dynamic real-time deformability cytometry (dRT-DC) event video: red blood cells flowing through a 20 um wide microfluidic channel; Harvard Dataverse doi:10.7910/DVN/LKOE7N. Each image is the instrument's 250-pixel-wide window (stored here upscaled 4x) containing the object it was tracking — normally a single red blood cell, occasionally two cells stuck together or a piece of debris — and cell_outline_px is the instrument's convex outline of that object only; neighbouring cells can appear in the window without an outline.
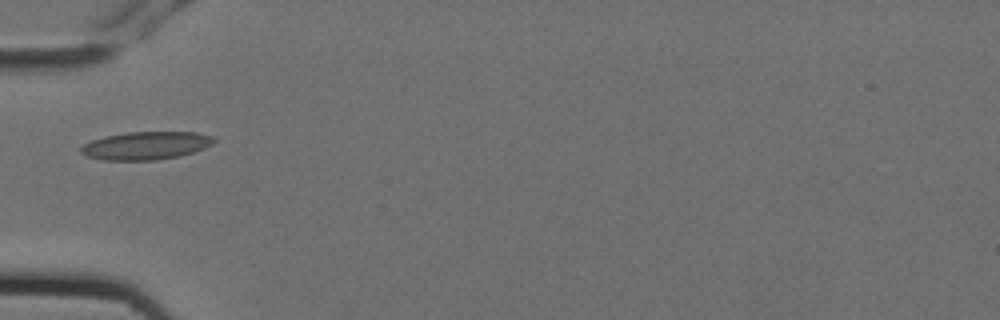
{"species": "Egyptian fruit bat (a non-hibernating species)", "species_latin": "Rousettus aegyptiacus", "temperature_condition": "cold", "stored_images_in_passage": 7, "camera_frame_rate_fps": 3000, "um_per_image_px": 0.085, "animal": {"sex": "female"}, "frame": {"image": 1, "passage_image": 6, "time_ms": 1.667, "image_size_px": [1000, 320], "cell_outline_px": [[216, 140], [212, 144], [204, 148], [180, 156], [156, 160], [104, 160], [88, 156], [80, 152], [80, 148], [84, 144], [92, 140], [104, 136], [128, 132], [196, 132], [212, 136]], "centroid_in_image_um": [12.4, 12.37], "position_along_channel_um": 72.6, "area_um2": 21.62}}
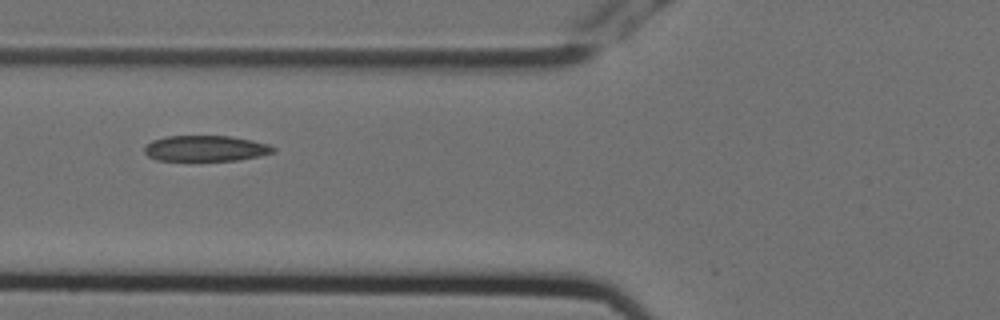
{"frame": {"image": 2, "passage_image": 7, "time_ms": 2.0, "image_size_px": [1000, 320], "cell_outline_px": [[276, 152], [260, 156], [236, 160], [156, 160], [148, 156], [144, 152], [144, 148], [152, 140], [168, 136], [228, 136], [252, 140], [268, 144], [276, 148]], "centroid_in_image_um": [17.5, 12.61], "position_along_channel_um": 108.3, "area_um2": 19.25}}